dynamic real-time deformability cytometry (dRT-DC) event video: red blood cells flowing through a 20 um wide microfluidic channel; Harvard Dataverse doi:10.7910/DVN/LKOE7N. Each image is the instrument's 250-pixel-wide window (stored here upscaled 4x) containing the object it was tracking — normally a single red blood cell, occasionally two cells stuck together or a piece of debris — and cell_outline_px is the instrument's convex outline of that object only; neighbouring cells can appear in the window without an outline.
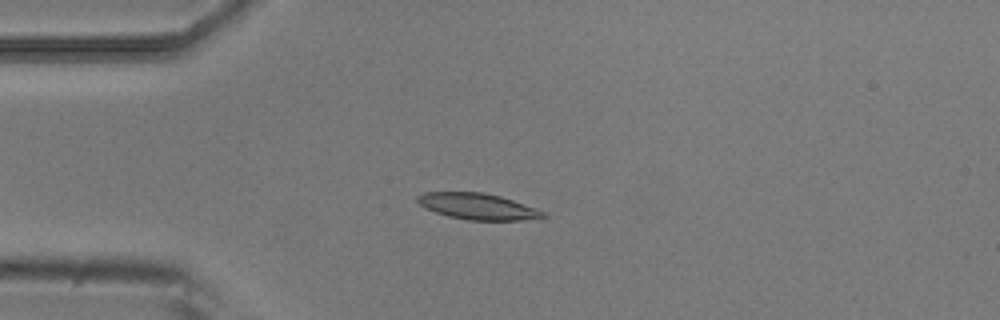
{"species": "common noctule bat (a hibernating species)", "species_latin": "Nyctalus noctula", "temperature_condition": "room temperature", "stored_images_in_passage": 6, "camera_frame_rate_fps": 3000, "um_per_image_px": 0.085, "animal": {"sex": "male", "body_mass_g": 20.5, "forearm_length_mm": 52.5}, "frame": {"image": 1, "passage_image": 4, "time_ms": 1.0, "image_size_px": [1000, 320], "cell_outline_px": [[548, 216], [540, 220], [468, 220], [448, 216], [424, 208], [416, 200], [416, 196], [424, 192], [484, 192], [500, 196], [536, 208], [544, 212]], "centroid_in_image_um": [40.64, 17.55], "position_along_channel_um": 44.4, "area_um2": 19.36}}
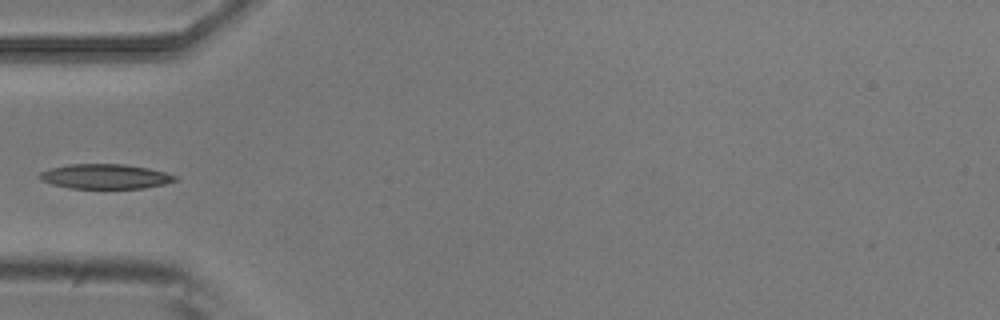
{"frame": {"image": 2, "passage_image": 5, "time_ms": 1.333, "image_size_px": [1000, 320], "cell_outline_px": [[180, 180], [164, 184], [144, 188], [68, 188], [52, 184], [40, 180], [40, 172], [52, 168], [68, 164], [124, 164], [148, 168], [180, 176]], "centroid_in_image_um": [9.0, 15.0], "position_along_channel_um": 76.0, "area_um2": 19.59}}
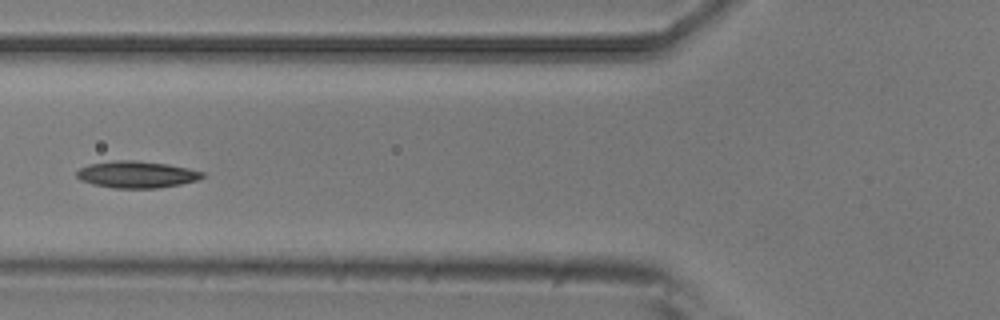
{"frame": {"image": 3, "passage_image": 6, "time_ms": 1.667, "image_size_px": [1000, 320], "cell_outline_px": [[204, 176], [196, 180], [180, 184], [156, 188], [112, 188], [92, 184], [80, 180], [76, 176], [76, 172], [80, 168], [88, 164], [116, 160], [136, 160], [168, 164], [188, 168], [204, 172]], "centroid_in_image_um": [11.58, 14.82], "position_along_channel_um": 114.2, "area_um2": 19.65}}